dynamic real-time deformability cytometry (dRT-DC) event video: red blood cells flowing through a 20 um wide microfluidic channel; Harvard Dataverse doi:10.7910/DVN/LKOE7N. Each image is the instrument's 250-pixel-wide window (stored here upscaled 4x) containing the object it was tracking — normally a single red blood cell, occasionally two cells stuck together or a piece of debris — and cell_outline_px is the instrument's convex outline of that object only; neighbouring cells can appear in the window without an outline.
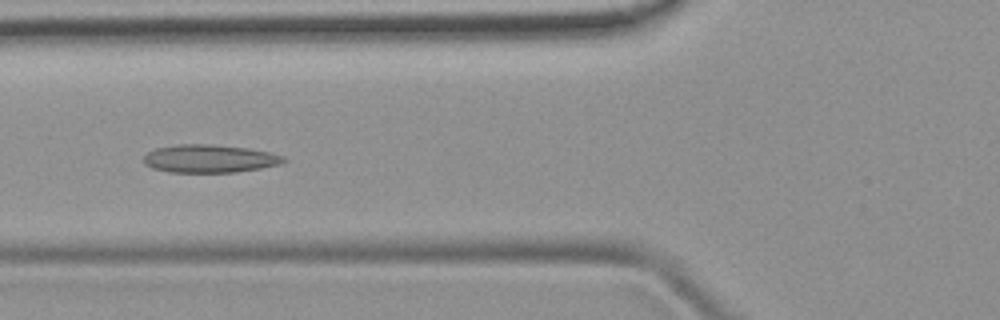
{"species": "common noctule bat (a hibernating species)", "species_latin": "Nyctalus noctula", "temperature_condition": "room temperature", "stored_images_in_passage": 5, "camera_frame_rate_fps": 3000, "um_per_image_px": 0.085, "animal": {"sex": "female", "body_mass_g": 19.9}, "frame": {"image": 1, "passage_image": 5, "time_ms": 4.333, "image_size_px": [1000, 320], "cell_outline_px": [[288, 160], [280, 164], [260, 168], [236, 172], [168, 172], [152, 168], [144, 164], [144, 156], [148, 152], [156, 148], [176, 144], [212, 144], [248, 148], [268, 152], [284, 156]], "centroid_in_image_um": [17.8, 13.48], "position_along_channel_um": 108.0, "area_um2": 22.89}}